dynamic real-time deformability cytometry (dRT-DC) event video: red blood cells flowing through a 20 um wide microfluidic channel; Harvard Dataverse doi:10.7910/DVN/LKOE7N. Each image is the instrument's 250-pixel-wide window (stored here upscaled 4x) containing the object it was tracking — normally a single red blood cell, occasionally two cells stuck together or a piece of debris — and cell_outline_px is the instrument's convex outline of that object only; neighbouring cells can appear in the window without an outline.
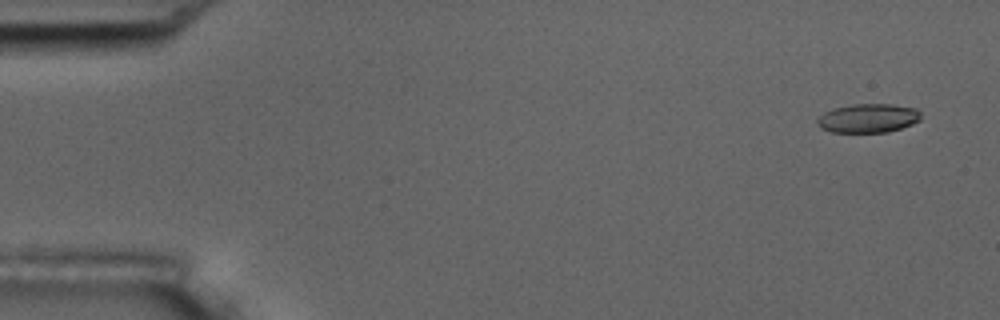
{"species": "common noctule bat (a hibernating species)", "species_latin": "Nyctalus noctula", "temperature_condition": "room temperature", "stored_images_in_passage": 5, "camera_frame_rate_fps": 3000, "um_per_image_px": 0.085, "animal": {"sex": "male", "body_mass_g": 17.5, "forearm_length_mm": 52.3}, "frame": {"image": 1, "passage_image": 1, "time_ms": 0.0, "image_size_px": [1000, 320], "cell_outline_px": [[920, 120], [912, 124], [888, 132], [832, 132], [820, 128], [816, 120], [824, 112], [832, 108], [852, 104], [892, 104], [916, 108], [920, 112]], "centroid_in_image_um": [73.78, 10.04], "position_along_channel_um": 11.2, "area_um2": 17.51}}
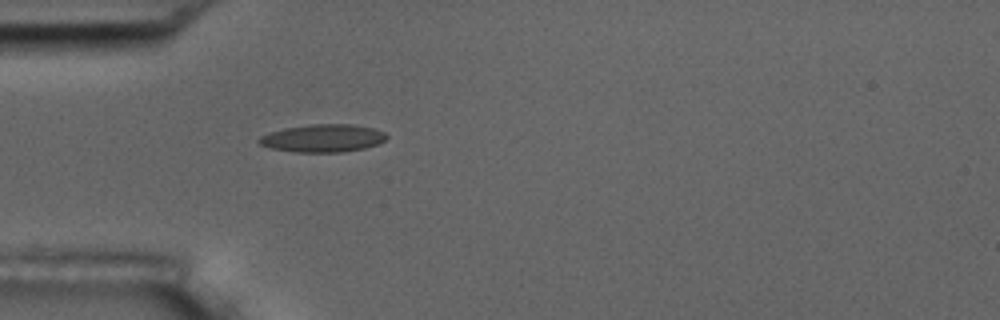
{"frame": {"image": 2, "passage_image": 5, "time_ms": 1.333, "image_size_px": [1000, 320], "cell_outline_px": [[388, 136], [384, 140], [376, 144], [364, 148], [340, 152], [296, 152], [272, 148], [260, 144], [256, 140], [260, 136], [268, 132], [284, 128], [312, 124], [356, 124], [372, 128], [384, 132]], "centroid_in_image_um": [27.42, 11.73], "position_along_channel_um": 57.6, "area_um2": 20.58}}